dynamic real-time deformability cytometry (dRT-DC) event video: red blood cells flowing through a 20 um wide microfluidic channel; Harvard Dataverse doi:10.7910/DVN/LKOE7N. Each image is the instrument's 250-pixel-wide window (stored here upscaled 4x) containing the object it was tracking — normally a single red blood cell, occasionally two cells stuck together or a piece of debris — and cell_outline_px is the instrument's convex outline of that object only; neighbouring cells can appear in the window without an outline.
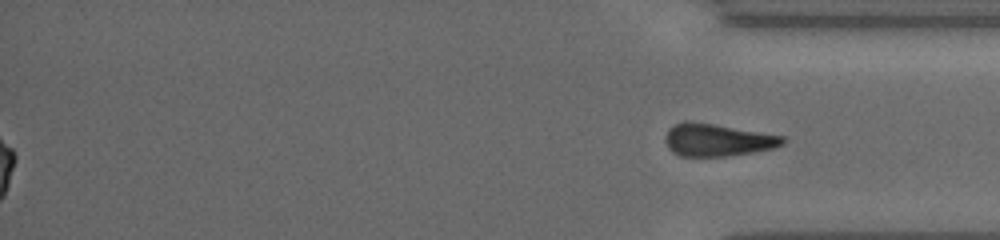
{"species": "common noctule bat (a hibernating species)", "species_latin": "Nyctalus noctula", "temperature_condition": "cold", "stored_images_in_passage": 40, "segment_of_instrument_passage": [2, 2], "camera_frame_rate_fps": 3000, "um_per_image_px": 0.085, "animal": {"sex": "female", "body_mass_g": 19.5, "forearm_length_mm": 54.1}, "frame": {"image": 1, "passage_image": 40, "time_ms": 17.333, "image_size_px": [1000, 240], "cell_outline_px": [[784, 144], [776, 148], [752, 152], [724, 156], [680, 156], [672, 152], [668, 148], [664, 140], [668, 128], [684, 120], [688, 120], [784, 136]], "centroid_in_image_um": [60.94, 11.9], "position_along_channel_um": 374.3, "area_um2": 22.14}}